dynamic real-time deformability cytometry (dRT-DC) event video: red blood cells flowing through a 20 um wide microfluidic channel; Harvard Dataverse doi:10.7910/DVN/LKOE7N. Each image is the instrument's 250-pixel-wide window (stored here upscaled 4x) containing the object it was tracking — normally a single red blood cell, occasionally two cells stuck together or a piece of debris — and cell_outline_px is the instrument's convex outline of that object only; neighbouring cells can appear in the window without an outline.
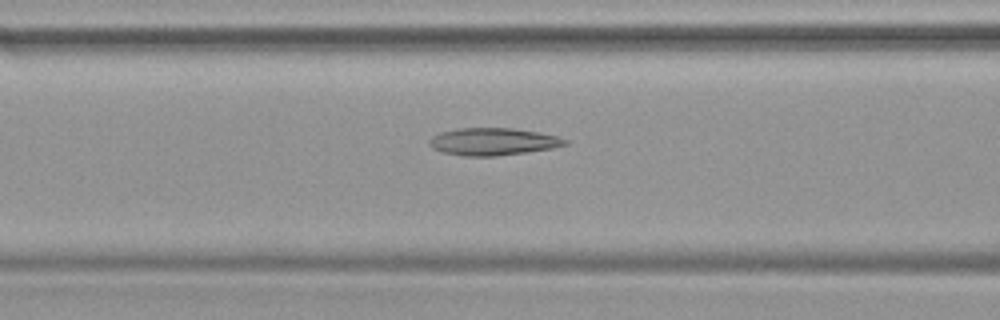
{"species": "common noctule bat (a hibernating species)", "species_latin": "Nyctalus noctula", "temperature_condition": "warm", "stored_images_in_passage": 47, "camera_frame_rate_fps": 3000, "um_per_image_px": 0.085, "animal": {"sex": "female", "body_mass_g": 19.9}, "frame": {"image": 1, "passage_image": 19, "time_ms": 6.0, "image_size_px": [1000, 320], "cell_outline_px": [[568, 144], [552, 148], [528, 152], [496, 156], [464, 156], [440, 152], [432, 148], [428, 144], [428, 140], [432, 136], [440, 132], [456, 128], [512, 128], [536, 132], [556, 136], [568, 140]], "centroid_in_image_um": [41.85, 12.04], "position_along_channel_um": 124.8, "area_um2": 21.73}}
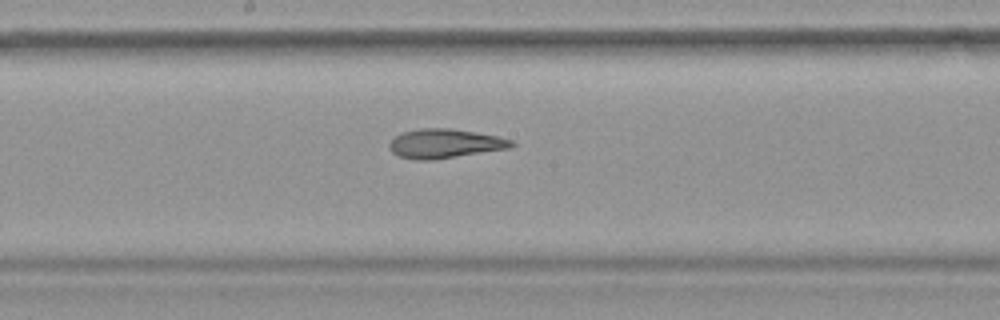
{"frame": {"image": 2, "passage_image": 25, "time_ms": 8.0, "image_size_px": [1000, 320], "cell_outline_px": [[516, 144], [512, 148], [436, 160], [416, 160], [400, 156], [392, 152], [388, 148], [388, 144], [400, 132], [420, 128], [452, 128], [476, 132], [496, 136], [512, 140]], "centroid_in_image_um": [37.82, 12.21], "position_along_channel_um": 210.4, "area_um2": 21.1}}
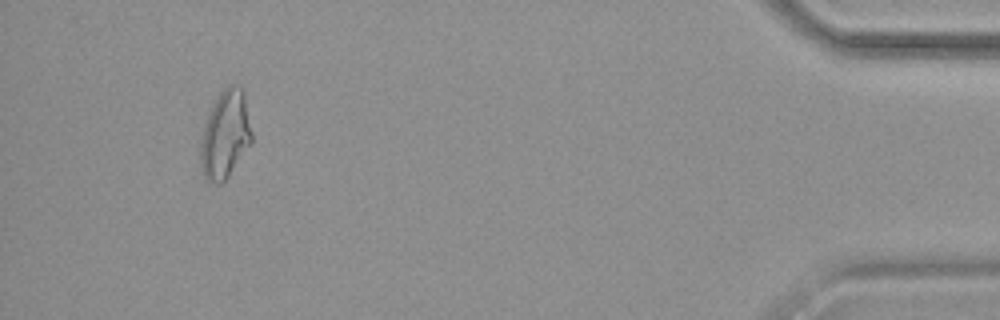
{"frame": {"image": 3, "passage_image": 44, "time_ms": 14.333, "image_size_px": [1000, 320], "cell_outline_px": [[252, 144], [228, 176], [220, 184], [208, 184], [204, 180], [200, 164], [200, 140], [208, 112], [216, 96], [228, 84], [240, 84], [244, 92], [252, 132]], "centroid_in_image_um": [19.13, 11.45], "position_along_channel_um": 416.1, "area_um2": 26.93}}